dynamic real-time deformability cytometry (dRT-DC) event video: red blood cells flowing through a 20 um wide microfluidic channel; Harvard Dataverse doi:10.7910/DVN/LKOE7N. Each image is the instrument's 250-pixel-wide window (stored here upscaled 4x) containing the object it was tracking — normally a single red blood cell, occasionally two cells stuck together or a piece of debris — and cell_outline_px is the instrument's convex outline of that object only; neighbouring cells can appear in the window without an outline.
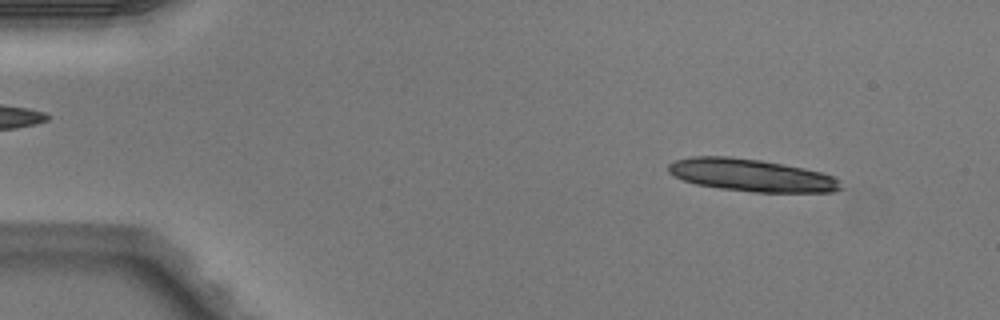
{"species": "Egyptian fruit bat (a non-hibernating species)", "species_latin": "Rousettus aegyptiacus", "temperature_condition": "warm", "stored_images_in_passage": 3, "camera_frame_rate_fps": 3000, "um_per_image_px": 0.085, "animal": {"sex": "male"}, "frame": {"image": 1, "passage_image": 1, "time_ms": 0.0, "image_size_px": [1000, 320], "cell_outline_px": [[844, 188], [832, 192], [752, 192], [720, 188], [696, 184], [684, 180], [668, 172], [668, 164], [676, 160], [692, 156], [728, 156], [760, 160], [784, 164], [804, 168], [836, 176], [840, 180]], "centroid_in_image_um": [63.92, 14.89], "position_along_channel_um": 21.1, "area_um2": 32.71}}